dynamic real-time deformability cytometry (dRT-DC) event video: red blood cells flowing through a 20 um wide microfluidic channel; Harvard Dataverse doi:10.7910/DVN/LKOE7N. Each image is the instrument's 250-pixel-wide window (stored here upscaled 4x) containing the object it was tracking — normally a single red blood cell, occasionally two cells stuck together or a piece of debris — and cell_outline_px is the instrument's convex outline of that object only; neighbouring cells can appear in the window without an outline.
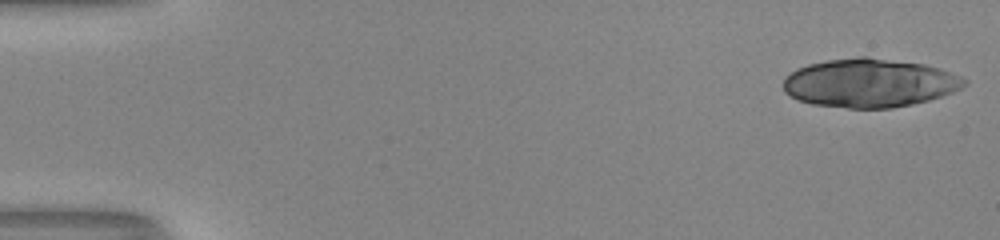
{"species": "human", "species_latin": "Homo sapiens", "temperature_condition": "room temperature", "stored_images_in_passage": 39, "camera_frame_rate_fps": 3000, "um_per_image_px": 0.085, "donor": {"sex": "male"}, "frame": {"image": 1, "passage_image": 1, "time_ms": 0.0, "image_size_px": [1000, 240], "cell_outline_px": [[968, 84], [952, 92], [928, 100], [912, 104], [892, 108], [848, 108], [812, 104], [800, 100], [784, 92], [784, 76], [796, 68], [808, 64], [828, 60], [856, 56], [868, 56], [924, 64], [940, 68], [960, 76], [968, 80]], "centroid_in_image_um": [73.9, 7.04], "position_along_channel_um": 11.1, "area_um2": 51.44}}
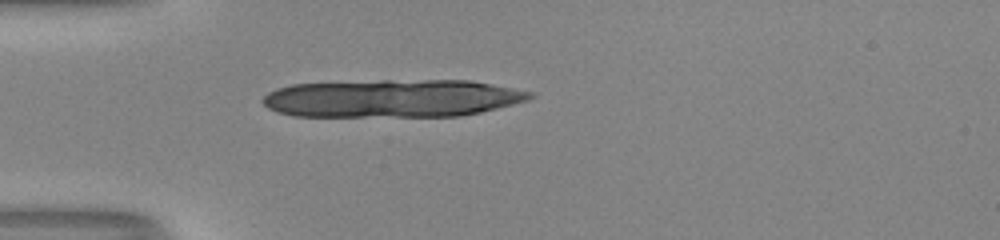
{"frame": {"image": 2, "passage_image": 15, "time_ms": 4.667, "image_size_px": [1000, 240], "cell_outline_px": [[536, 96], [528, 100], [480, 112], [460, 116], [292, 116], [276, 112], [268, 108], [260, 100], [268, 92], [276, 88], [292, 84], [380, 80], [472, 80], [532, 92]], "centroid_in_image_um": [33.32, 8.35], "position_along_channel_um": 51.7, "area_um2": 59.25}}